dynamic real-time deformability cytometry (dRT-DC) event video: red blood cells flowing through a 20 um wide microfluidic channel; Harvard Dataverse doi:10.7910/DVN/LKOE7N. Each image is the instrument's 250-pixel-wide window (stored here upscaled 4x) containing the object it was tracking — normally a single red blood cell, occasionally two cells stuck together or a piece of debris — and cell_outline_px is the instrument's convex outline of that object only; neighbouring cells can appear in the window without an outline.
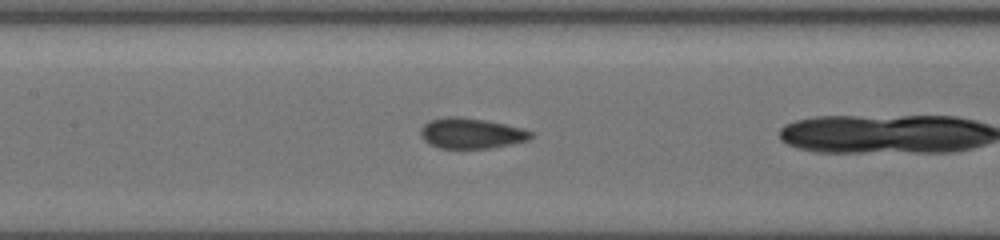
{"species": "common noctule bat (a hibernating species)", "species_latin": "Nyctalus noctula", "temperature_condition": "cold", "stored_images_in_passage": 9, "camera_frame_rate_fps": 3000, "um_per_image_px": 0.085, "animal": {"sex": "female", "body_mass_g": 19.5, "forearm_length_mm": 54.1}, "frame": {"image": 1, "passage_image": 8, "time_ms": 2.333, "image_size_px": [1000, 240], "cell_outline_px": [[532, 136], [528, 140], [512, 144], [492, 148], [440, 148], [428, 144], [420, 136], [420, 128], [424, 124], [432, 120], [448, 116], [460, 116], [484, 120], [524, 128], [532, 132]], "centroid_in_image_um": [40.04, 11.33], "position_along_channel_um": 167.4, "area_um2": 19.65}}